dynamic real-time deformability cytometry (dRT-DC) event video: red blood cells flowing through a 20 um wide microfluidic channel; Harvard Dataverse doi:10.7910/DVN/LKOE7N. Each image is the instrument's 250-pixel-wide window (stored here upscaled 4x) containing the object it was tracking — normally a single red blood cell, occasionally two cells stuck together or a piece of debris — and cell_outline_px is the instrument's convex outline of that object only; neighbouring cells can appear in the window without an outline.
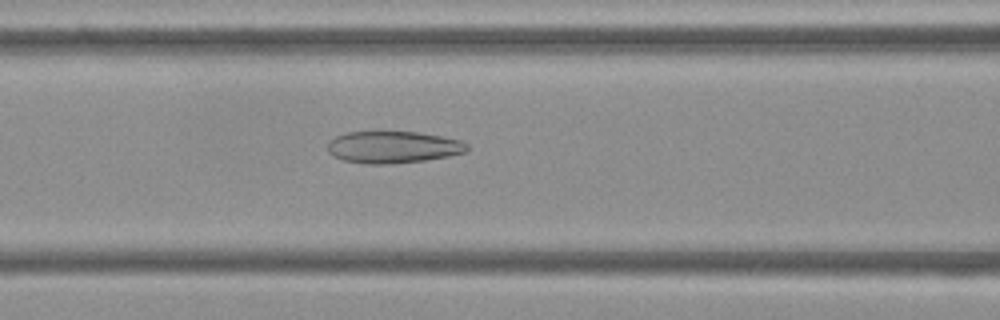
{"species": "Egyptian fruit bat (a non-hibernating species)", "species_latin": "Rousettus aegyptiacus", "temperature_condition": "cold", "stored_images_in_passage": 40, "camera_frame_rate_fps": 3000, "um_per_image_px": 0.085, "frame": {"image": 1, "passage_image": 11, "time_ms": 3.333, "image_size_px": [1000, 320], "cell_outline_px": [[468, 152], [448, 156], [424, 160], [384, 164], [364, 164], [344, 160], [332, 156], [328, 152], [328, 140], [336, 136], [348, 132], [416, 132], [440, 136], [460, 140], [468, 144]], "centroid_in_image_um": [33.39, 12.51], "position_along_channel_um": 133.2, "area_um2": 25.89}}
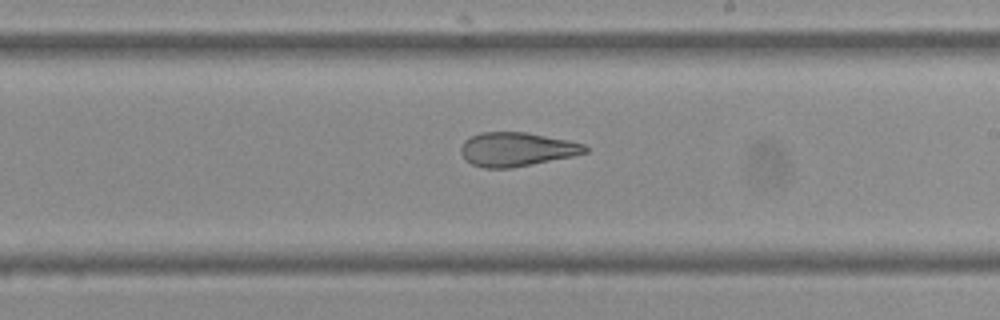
{"frame": {"image": 2, "passage_image": 20, "time_ms": 6.333, "image_size_px": [1000, 320], "cell_outline_px": [[588, 152], [572, 156], [512, 168], [484, 168], [472, 164], [464, 160], [460, 152], [460, 148], [464, 140], [480, 132], [528, 132], [568, 140], [584, 144], [588, 148]], "centroid_in_image_um": [43.89, 12.69], "position_along_channel_um": 245.1, "area_um2": 24.68}}
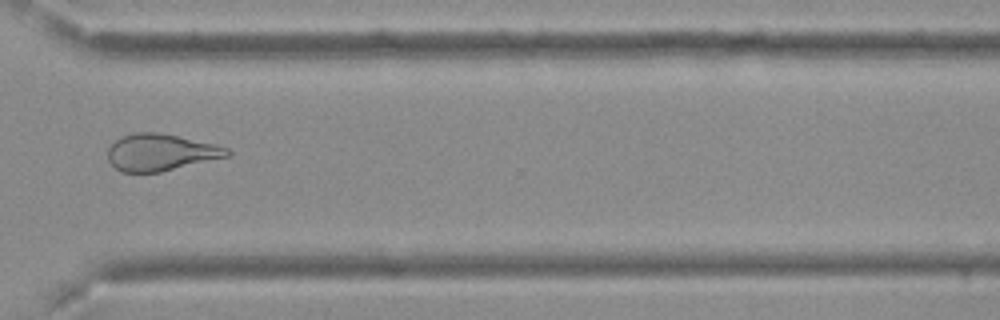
{"frame": {"image": 3, "passage_image": 29, "time_ms": 9.333, "image_size_px": [1000, 320], "cell_outline_px": [[232, 152], [228, 156], [160, 172], [120, 172], [108, 160], [108, 148], [120, 136], [136, 132], [160, 132], [216, 144], [228, 148]], "centroid_in_image_um": [13.65, 12.94], "position_along_channel_um": 357.0, "area_um2": 25.61}, "authors_computed_cell_mechanics": {"area_um2": 25.9233, "velocity_mm_per_s": 3.7264, "shape_relaxation_time_tau1_ms": null, "shape_relaxation_time_tau2_ms": 2.1541, "deformation_change_tau1": null, "deformation_change_tau2": 0.11}}